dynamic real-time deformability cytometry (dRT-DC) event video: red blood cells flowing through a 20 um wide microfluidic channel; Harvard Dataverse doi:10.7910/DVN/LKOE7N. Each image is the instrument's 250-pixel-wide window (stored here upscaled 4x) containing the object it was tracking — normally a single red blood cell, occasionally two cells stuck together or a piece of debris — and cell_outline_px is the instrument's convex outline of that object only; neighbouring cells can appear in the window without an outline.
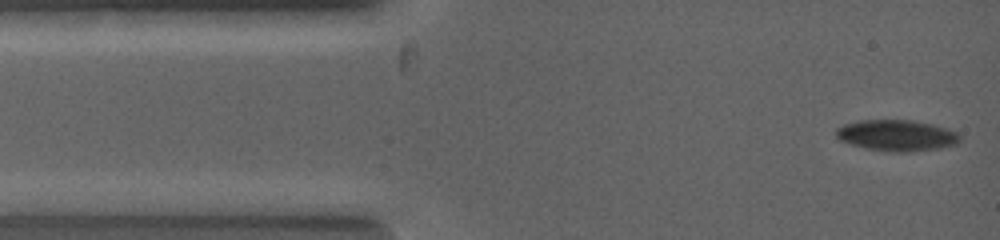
{"species": "common noctule bat (a hibernating species)", "species_latin": "Nyctalus noctula", "temperature_condition": "warm", "stored_images_in_passage": 4, "camera_frame_rate_fps": 5000, "um_per_image_px": 0.085, "animal": {"sex": "female", "body_mass_g": 19.0, "forearm_length_mm": 53.3}, "frame": {"image": 1, "passage_image": 1, "time_ms": 0.0, "image_size_px": [1000, 240], "cell_outline_px": [[960, 140], [956, 144], [940, 148], [908, 152], [888, 152], [864, 148], [840, 140], [836, 136], [836, 128], [844, 124], [856, 120], [912, 120], [932, 124], [948, 128], [956, 132], [960, 136]], "centroid_in_image_um": [76.21, 11.51], "position_along_channel_um": 8.8, "area_um2": 22.6}}